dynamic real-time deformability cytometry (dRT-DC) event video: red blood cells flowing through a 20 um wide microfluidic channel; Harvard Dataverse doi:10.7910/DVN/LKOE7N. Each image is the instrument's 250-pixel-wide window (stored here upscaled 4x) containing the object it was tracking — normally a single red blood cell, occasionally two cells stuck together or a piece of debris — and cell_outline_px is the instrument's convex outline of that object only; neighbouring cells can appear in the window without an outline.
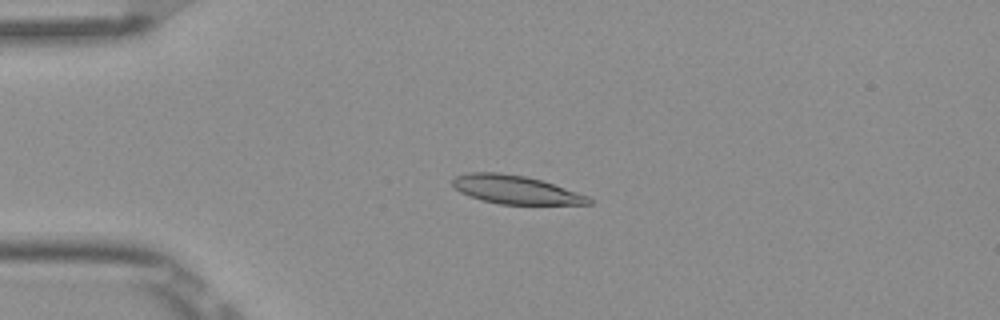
{"species": "Egyptian fruit bat (a non-hibernating species)", "species_latin": "Rousettus aegyptiacus", "temperature_condition": "room temperature", "stored_images_in_passage": 5, "camera_frame_rate_fps": 3000, "um_per_image_px": 0.085, "frame": {"image": 1, "passage_image": 4, "time_ms": 1.0, "image_size_px": [1000, 320], "cell_outline_px": [[592, 204], [500, 204], [480, 200], [468, 196], [460, 192], [452, 184], [452, 180], [456, 176], [468, 172], [500, 172], [524, 176], [540, 180], [588, 196], [592, 200]], "centroid_in_image_um": [43.77, 16.12], "position_along_channel_um": 41.2, "area_um2": 22.37}}